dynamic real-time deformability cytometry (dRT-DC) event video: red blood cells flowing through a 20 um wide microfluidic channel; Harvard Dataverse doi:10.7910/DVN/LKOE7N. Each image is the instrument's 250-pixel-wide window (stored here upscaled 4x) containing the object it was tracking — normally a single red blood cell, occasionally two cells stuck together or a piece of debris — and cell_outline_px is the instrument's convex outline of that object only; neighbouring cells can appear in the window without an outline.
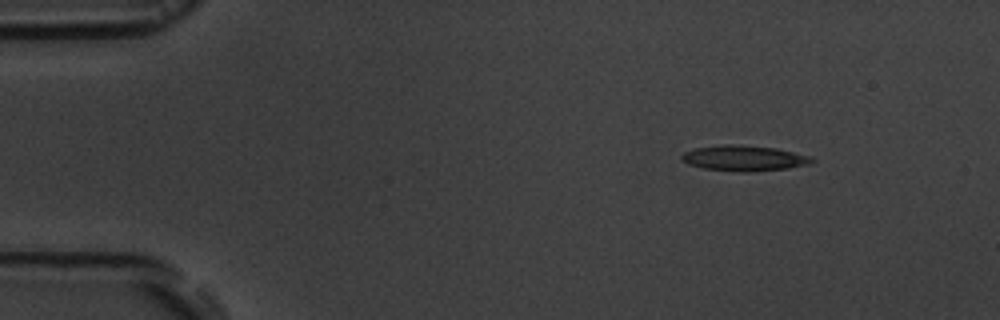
{"species": "common noctule bat (a hibernating species)", "species_latin": "Nyctalus noctula", "temperature_condition": "room temperature", "stored_images_in_passage": 5, "camera_frame_rate_fps": 3000, "um_per_image_px": 0.085, "animal": {"sex": "male", "body_mass_g": 19.5, "forearm_length_mm": 54.6}, "frame": {"image": 1, "passage_image": 2, "time_ms": 1.0, "image_size_px": [1000, 320], "cell_outline_px": [[816, 160], [808, 164], [788, 168], [752, 172], [740, 172], [704, 168], [688, 164], [680, 160], [680, 156], [684, 152], [692, 148], [724, 144], [732, 144], [776, 148], [812, 156]], "centroid_in_image_um": [63.22, 13.44], "position_along_channel_um": 21.8, "area_um2": 19.54}}
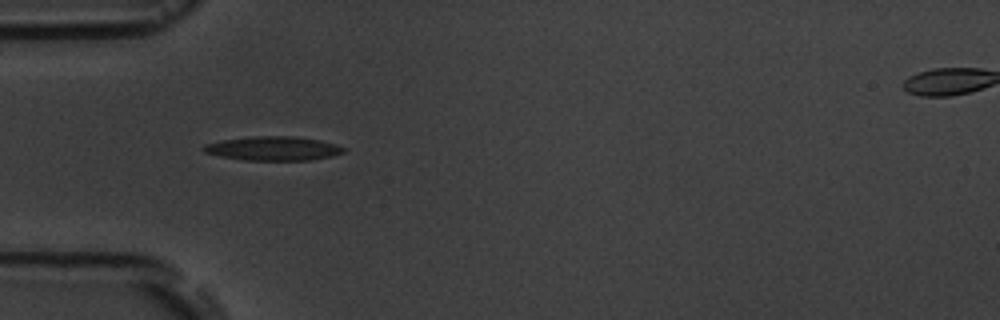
{"frame": {"image": 2, "passage_image": 4, "time_ms": 4.333, "image_size_px": [1000, 320], "cell_outline_px": [[348, 148], [344, 152], [332, 156], [308, 160], [244, 160], [220, 156], [204, 152], [204, 144], [224, 140], [252, 136], [292, 136], [320, 140], [336, 144]], "centroid_in_image_um": [23.27, 12.62], "position_along_channel_um": 61.7, "area_um2": 19.54}}
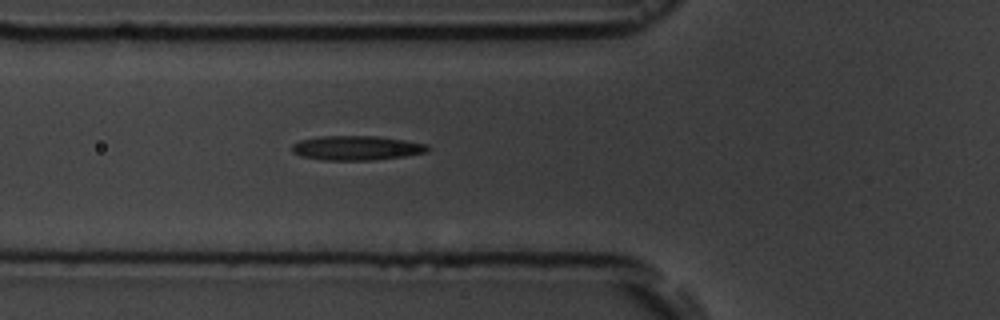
{"frame": {"image": 3, "passage_image": 5, "time_ms": 5.333, "image_size_px": [1000, 320], "cell_outline_px": [[432, 148], [428, 152], [404, 156], [372, 160], [324, 160], [300, 156], [292, 152], [292, 144], [300, 140], [320, 136], [380, 136], [428, 144]], "centroid_in_image_um": [30.33, 12.57], "position_along_channel_um": 95.5, "area_um2": 19.48}}